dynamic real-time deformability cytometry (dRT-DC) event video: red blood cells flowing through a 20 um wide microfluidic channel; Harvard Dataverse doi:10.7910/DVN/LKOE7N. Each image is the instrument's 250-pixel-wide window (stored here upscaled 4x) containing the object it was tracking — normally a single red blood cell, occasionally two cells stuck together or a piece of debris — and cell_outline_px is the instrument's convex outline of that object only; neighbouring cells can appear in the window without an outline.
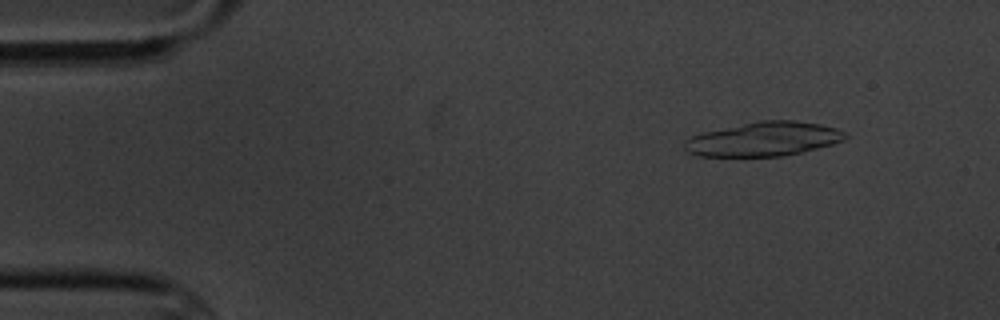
{"species": "common noctule bat (a hibernating species)", "species_latin": "Nyctalus noctula", "temperature_condition": "cold", "stored_images_in_passage": 6, "camera_frame_rate_fps": 3000, "um_per_image_px": 0.085, "animal": {"sex": "male", "body_mass_g": 20.1, "forearm_length_mm": 53.5}, "frame": {"image": 1, "passage_image": 2, "time_ms": 1.333, "image_size_px": [1000, 320], "cell_outline_px": [[848, 136], [844, 140], [832, 144], [784, 156], [700, 156], [688, 152], [684, 148], [684, 140], [692, 136], [704, 132], [760, 120], [796, 120], [820, 124], [836, 128], [848, 132]], "centroid_in_image_um": [64.94, 11.81], "position_along_channel_um": 20.1, "area_um2": 31.91}}